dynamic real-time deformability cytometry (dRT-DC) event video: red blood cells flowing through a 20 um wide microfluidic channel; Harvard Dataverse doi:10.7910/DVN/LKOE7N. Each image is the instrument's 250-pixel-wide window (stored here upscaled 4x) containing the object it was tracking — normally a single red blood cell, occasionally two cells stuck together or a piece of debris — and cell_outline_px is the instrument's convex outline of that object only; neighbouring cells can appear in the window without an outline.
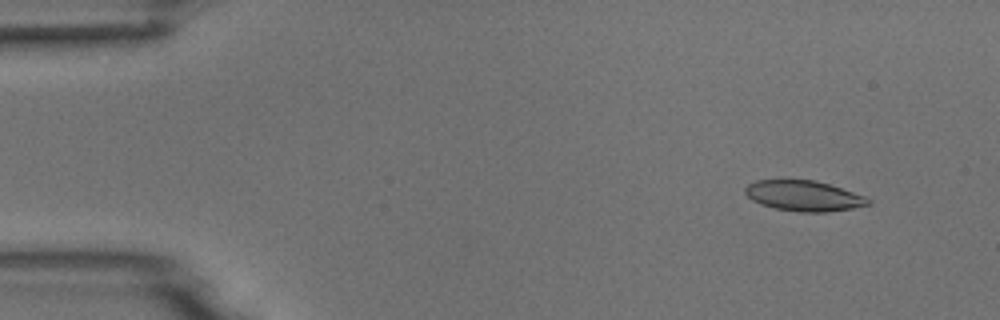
{"species": "common noctule bat (a hibernating species)", "species_latin": "Nyctalus noctula", "temperature_condition": "room temperature", "stored_images_in_passage": 5, "camera_frame_rate_fps": 3000, "um_per_image_px": 0.085, "animal": {"sex": "male", "body_mass_g": 18.8}, "frame": {"image": 1, "passage_image": 2, "time_ms": 1.0, "image_size_px": [1000, 320], "cell_outline_px": [[872, 204], [852, 208], [828, 212], [800, 212], [776, 208], [760, 204], [752, 200], [744, 192], [744, 188], [748, 184], [756, 180], [816, 180], [864, 196], [872, 200]], "centroid_in_image_um": [68.31, 16.65], "position_along_channel_um": 16.7, "area_um2": 21.73}}